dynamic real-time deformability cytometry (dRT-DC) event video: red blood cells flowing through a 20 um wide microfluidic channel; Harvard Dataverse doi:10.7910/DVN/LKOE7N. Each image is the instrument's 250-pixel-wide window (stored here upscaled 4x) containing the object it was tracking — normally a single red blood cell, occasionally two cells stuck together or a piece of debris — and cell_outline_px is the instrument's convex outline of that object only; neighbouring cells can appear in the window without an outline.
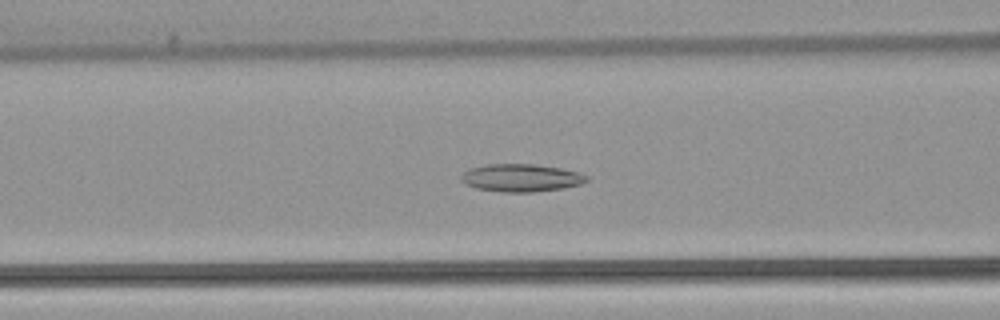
{"species": "common noctule bat (a hibernating species)", "species_latin": "Nyctalus noctula", "temperature_condition": "warm", "stored_images_in_passage": 54, "camera_frame_rate_fps": 3000, "um_per_image_px": 0.085, "animal": {"sex": "female", "body_mass_g": 22.7, "forearm_length_mm": 54.2}, "frame": {"image": 1, "passage_image": 22, "time_ms": 7.0, "image_size_px": [1000, 320], "cell_outline_px": [[588, 180], [580, 184], [564, 188], [532, 192], [500, 192], [476, 188], [464, 184], [460, 180], [460, 176], [468, 168], [488, 164], [532, 164], [560, 168], [580, 172], [588, 176]], "centroid_in_image_um": [44.26, 15.12], "position_along_channel_um": 122.3, "area_um2": 20.4}}
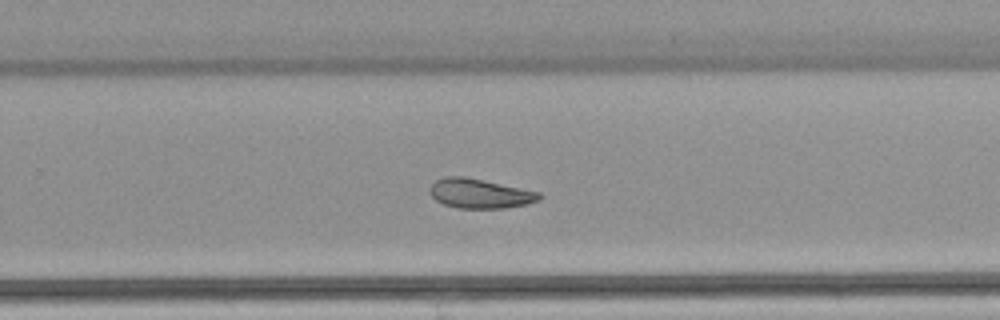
{"frame": {"image": 2, "passage_image": 35, "time_ms": 11.333, "image_size_px": [1000, 320], "cell_outline_px": [[540, 200], [524, 204], [504, 208], [456, 208], [444, 204], [436, 200], [428, 192], [428, 188], [436, 180], [444, 176], [464, 176], [540, 192]], "centroid_in_image_um": [40.73, 16.44], "position_along_channel_um": 289.1, "area_um2": 18.73}}
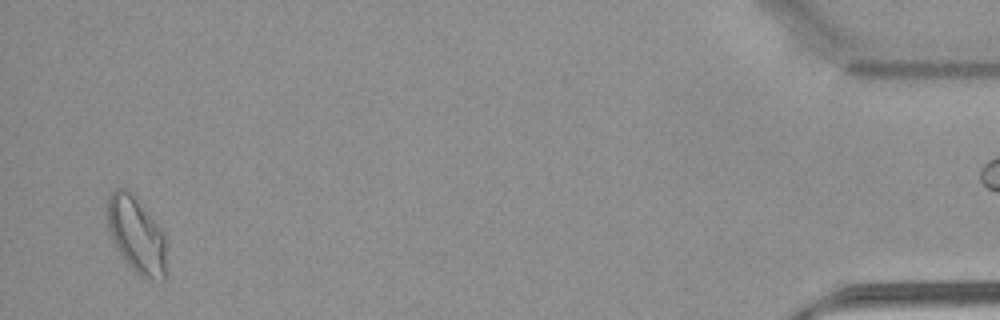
{"frame": {"image": 3, "passage_image": 52, "time_ms": 17.0, "image_size_px": [1000, 320], "cell_outline_px": [[168, 276], [164, 280], [140, 276], [124, 260], [116, 248], [108, 232], [104, 220], [108, 196], [116, 188], [128, 188], [136, 196], [160, 228], [164, 236], [168, 272]], "centroid_in_image_um": [11.57, 19.94], "position_along_channel_um": 423.6, "area_um2": 26.99}, "authors_computed_cell_mechanics": {"area_um2": 21.7328, "velocity_mm_per_s": 3.8543, "shape_relaxation_time_tau1_ms": null, "shape_relaxation_time_tau2_ms": 4.2881, "deformation_change_tau1": null, "deformation_change_tau2": 0.1116}}